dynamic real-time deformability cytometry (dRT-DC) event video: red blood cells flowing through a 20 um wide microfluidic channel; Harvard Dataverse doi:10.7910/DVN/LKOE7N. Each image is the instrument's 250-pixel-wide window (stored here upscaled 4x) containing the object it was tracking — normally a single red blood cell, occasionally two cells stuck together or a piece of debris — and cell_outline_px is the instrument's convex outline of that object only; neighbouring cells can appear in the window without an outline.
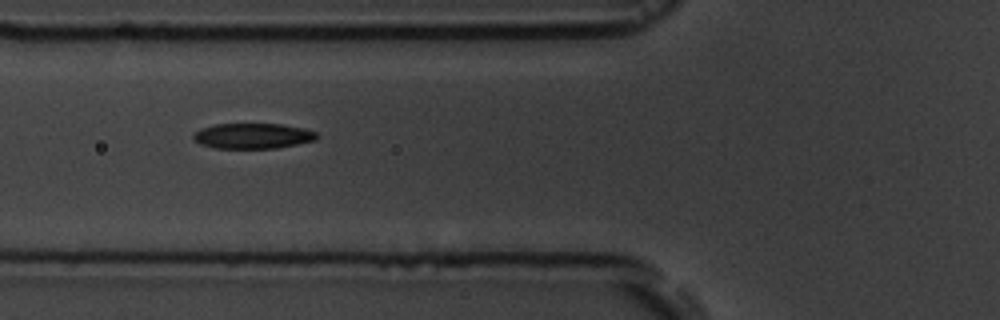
{"species": "common noctule bat (a hibernating species)", "species_latin": "Nyctalus noctula", "temperature_condition": "room temperature", "stored_images_in_passage": 8, "camera_frame_rate_fps": 3000, "um_per_image_px": 0.085, "animal": {"sex": "male", "body_mass_g": 19.5, "forearm_length_mm": 54.6}, "frame": {"image": 1, "passage_image": 6, "time_ms": 6.333, "image_size_px": [1000, 320], "cell_outline_px": [[320, 136], [316, 140], [276, 148], [216, 148], [200, 144], [192, 136], [192, 132], [200, 128], [216, 124], [280, 124], [304, 128], [316, 132]], "centroid_in_image_um": [21.48, 11.55], "position_along_channel_um": 104.3, "area_um2": 18.32}}
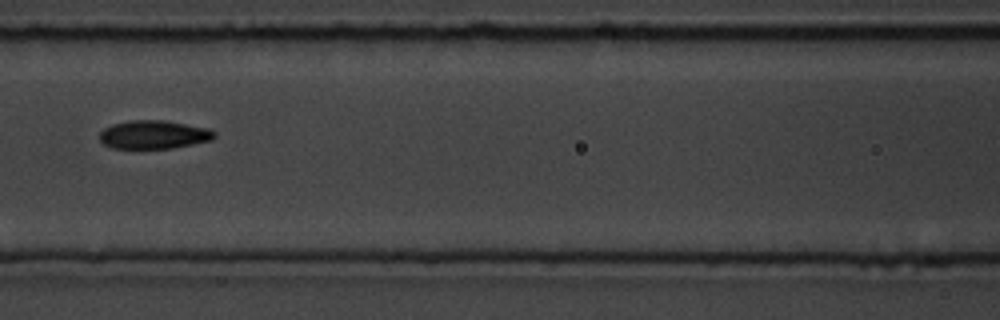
{"frame": {"image": 2, "passage_image": 7, "time_ms": 7.667, "image_size_px": [1000, 320], "cell_outline_px": [[216, 136], [212, 140], [172, 148], [112, 148], [104, 144], [100, 140], [100, 132], [104, 128], [112, 124], [132, 120], [164, 120], [208, 128], [216, 132]], "centroid_in_image_um": [13.08, 11.44], "position_along_channel_um": 153.5, "area_um2": 18.96}}
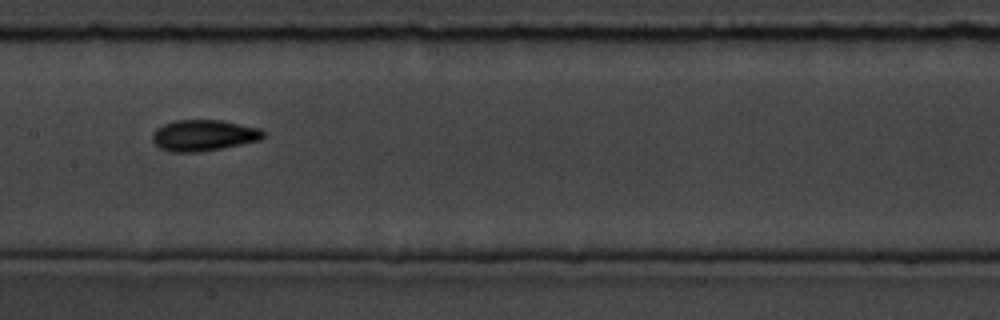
{"frame": {"image": 3, "passage_image": 8, "time_ms": 8.667, "image_size_px": [1000, 320], "cell_outline_px": [[264, 136], [260, 140], [200, 152], [172, 152], [160, 148], [152, 140], [152, 132], [156, 128], [164, 124], [176, 120], [220, 120], [260, 128], [264, 132]], "centroid_in_image_um": [17.28, 11.5], "position_along_channel_um": 190.1, "area_um2": 20.0}}